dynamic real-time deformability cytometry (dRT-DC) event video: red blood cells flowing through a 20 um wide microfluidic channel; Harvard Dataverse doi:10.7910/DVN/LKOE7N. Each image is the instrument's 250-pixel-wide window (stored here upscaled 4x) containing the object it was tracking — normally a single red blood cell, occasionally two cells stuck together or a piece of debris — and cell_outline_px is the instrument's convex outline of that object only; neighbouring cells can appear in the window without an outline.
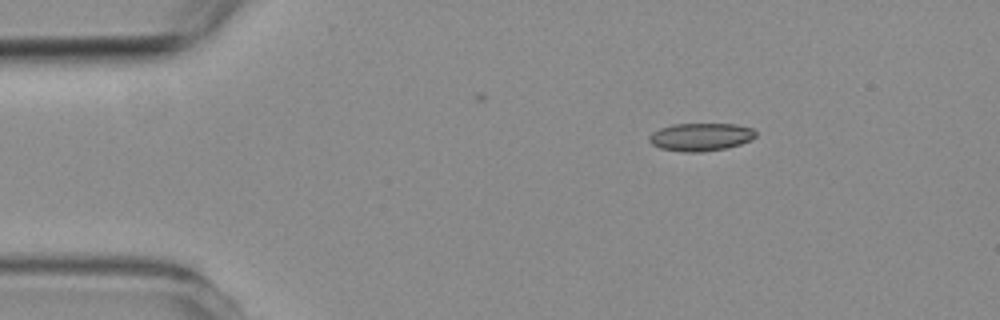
{"species": "common noctule bat (a hibernating species)", "species_latin": "Nyctalus noctula", "temperature_condition": "room temperature", "stored_images_in_passage": 2, "camera_frame_rate_fps": 3000, "um_per_image_px": 0.085, "animal": {"sex": "female", "body_mass_g": 19.3, "forearm_length_mm": 54.1}, "frame": {"image": 1, "passage_image": 1, "time_ms": 0.0, "image_size_px": [1000, 320], "cell_outline_px": [[756, 136], [752, 140], [728, 148], [700, 152], [684, 152], [660, 148], [652, 144], [648, 140], [648, 136], [652, 132], [660, 128], [672, 124], [736, 124], [752, 128], [756, 132]], "centroid_in_image_um": [59.56, 11.64], "position_along_channel_um": 25.4, "area_um2": 17.46}}